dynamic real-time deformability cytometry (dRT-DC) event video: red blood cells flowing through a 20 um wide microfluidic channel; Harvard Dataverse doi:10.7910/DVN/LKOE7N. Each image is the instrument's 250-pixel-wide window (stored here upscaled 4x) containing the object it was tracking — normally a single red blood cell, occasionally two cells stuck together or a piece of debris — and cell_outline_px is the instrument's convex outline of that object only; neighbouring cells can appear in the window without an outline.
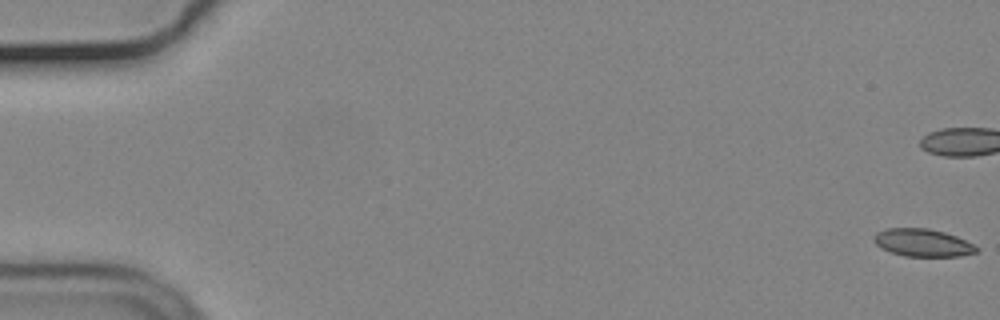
{"species": "common noctule bat (a hibernating species)", "species_latin": "Nyctalus noctula", "temperature_condition": "cold", "stored_images_in_passage": 55, "camera_frame_rate_fps": 3000, "um_per_image_px": 0.085, "animal": {"sex": "male", "body_mass_g": 19.2, "forearm_length_mm": 51.8}, "frame": {"image": 1, "passage_image": 1, "time_ms": 0.0, "image_size_px": [1000, 320], "cell_outline_px": [[980, 248], [976, 252], [960, 256], [904, 256], [880, 248], [872, 240], [876, 232], [884, 228], [928, 228], [944, 232], [956, 236]], "centroid_in_image_um": [78.39, 20.62], "position_along_channel_um": 6.6, "area_um2": 16.53}}